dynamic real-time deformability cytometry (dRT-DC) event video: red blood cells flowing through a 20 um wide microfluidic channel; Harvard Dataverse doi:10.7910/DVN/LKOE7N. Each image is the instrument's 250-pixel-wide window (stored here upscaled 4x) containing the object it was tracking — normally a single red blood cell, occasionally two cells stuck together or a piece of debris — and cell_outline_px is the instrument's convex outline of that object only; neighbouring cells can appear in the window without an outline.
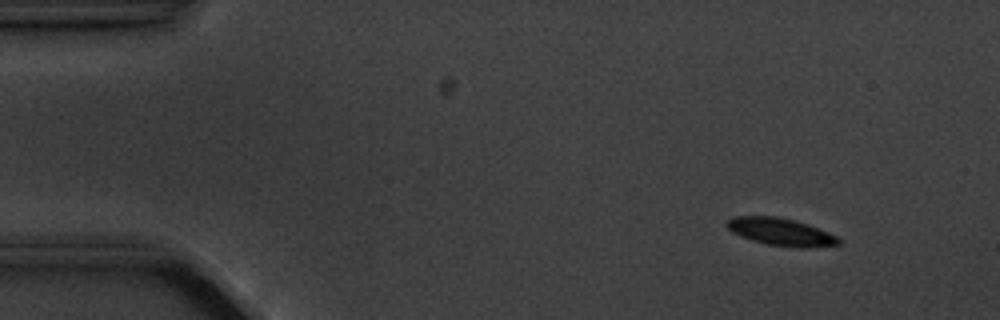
{"species": "common noctule bat (a hibernating species)", "species_latin": "Nyctalus noctula", "temperature_condition": "cold", "stored_images_in_passage": 5, "camera_frame_rate_fps": 3000, "um_per_image_px": 0.085, "animal": {"sex": "male", "body_mass_g": 20.1, "forearm_length_mm": 53.5}, "frame": {"image": 1, "passage_image": 2, "time_ms": 1.0, "image_size_px": [1000, 320], "cell_outline_px": [[840, 244], [808, 248], [796, 248], [764, 244], [740, 236], [732, 232], [724, 224], [732, 216], [776, 216], [796, 220], [808, 224], [836, 236], [840, 240]], "centroid_in_image_um": [66.33, 19.71], "position_along_channel_um": 18.7, "area_um2": 18.03}}